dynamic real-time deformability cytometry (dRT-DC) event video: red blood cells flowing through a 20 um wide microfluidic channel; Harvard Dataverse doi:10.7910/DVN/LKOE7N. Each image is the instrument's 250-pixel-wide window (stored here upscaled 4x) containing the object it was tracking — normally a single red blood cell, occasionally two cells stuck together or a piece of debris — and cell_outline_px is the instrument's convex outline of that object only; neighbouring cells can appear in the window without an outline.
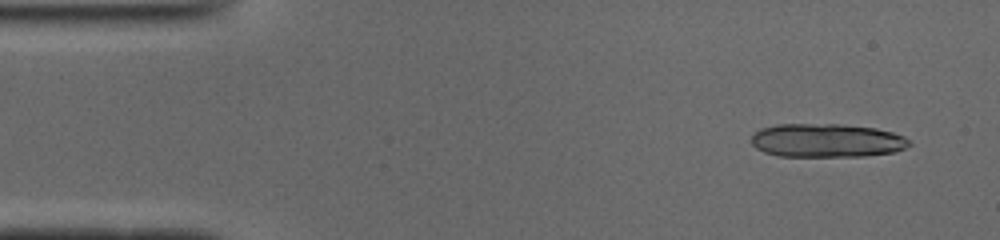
{"species": "common noctule bat (a hibernating species)", "species_latin": "Nyctalus noctula", "temperature_condition": "cold", "stored_images_in_passage": 48, "camera_frame_rate_fps": 3000, "um_per_image_px": 0.085, "animal": {"sex": "male", "body_mass_g": 19.0, "forearm_length_mm": 50.8}, "frame": {"image": 1, "passage_image": 1, "time_ms": 0.0, "image_size_px": [1000, 240], "cell_outline_px": [[912, 144], [896, 152], [864, 156], [776, 156], [764, 152], [756, 148], [752, 144], [752, 136], [760, 128], [776, 124], [840, 124], [876, 128], [892, 132], [904, 136]], "centroid_in_image_um": [70.27, 11.94], "position_along_channel_um": 14.7, "area_um2": 31.1}}
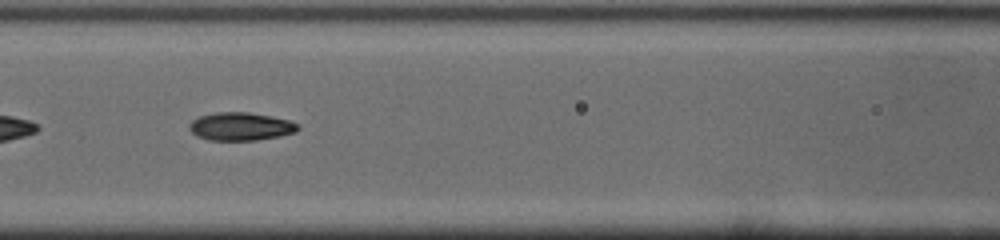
{"frame": {"image": 2, "passage_image": 19, "time_ms": 6.0, "image_size_px": [1000, 240], "cell_outline_px": [[300, 128], [296, 132], [280, 136], [256, 140], [208, 140], [196, 136], [188, 128], [188, 124], [192, 120], [200, 116], [216, 112], [248, 112], [288, 120], [300, 124]], "centroid_in_image_um": [20.44, 10.75], "position_along_channel_um": 146.2, "area_um2": 17.8}}
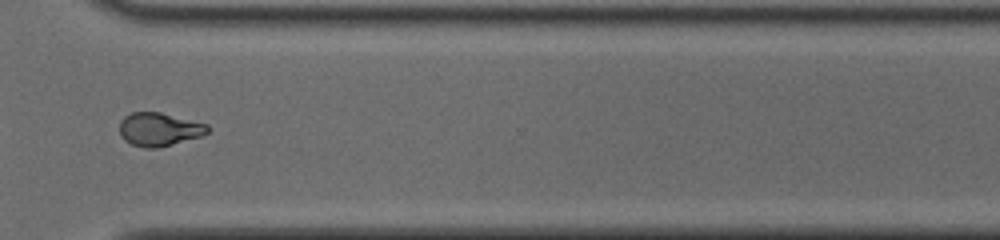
{"frame": {"image": 3, "passage_image": 35, "time_ms": 11.333, "image_size_px": [1000, 240], "cell_outline_px": [[208, 132], [200, 136], [156, 148], [144, 148], [132, 144], [124, 140], [120, 136], [120, 120], [124, 116], [132, 112], [160, 112], [208, 124]], "centroid_in_image_um": [13.49, 10.98], "position_along_channel_um": 357.1, "area_um2": 16.99}, "authors_computed_cell_mechanics": {"area_um2": 17.7446, "velocity_mm_per_s": 3.9508, "shape_relaxation_time_tau1_ms": 5.2458, "shape_relaxation_time_tau2_ms": 1.6089, "deformation_change_tau1": 0.1943, "deformation_change_tau2": 0.064}}